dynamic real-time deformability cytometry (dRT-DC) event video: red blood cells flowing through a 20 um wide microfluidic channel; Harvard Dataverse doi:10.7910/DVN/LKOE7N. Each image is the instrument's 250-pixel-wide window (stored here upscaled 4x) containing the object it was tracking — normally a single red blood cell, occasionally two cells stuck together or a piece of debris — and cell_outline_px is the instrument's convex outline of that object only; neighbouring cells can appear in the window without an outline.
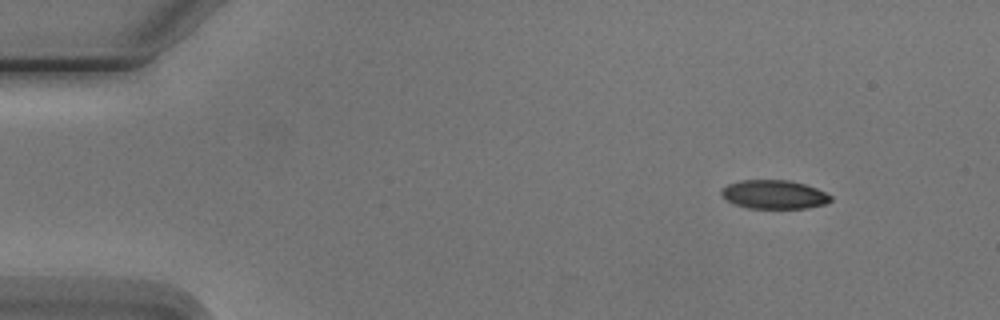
{"species": "Egyptian fruit bat (a non-hibernating species)", "species_latin": "Rousettus aegyptiacus", "temperature_condition": "cold", "stored_images_in_passage": 4, "camera_frame_rate_fps": 3000, "um_per_image_px": 0.085, "animal": {"sex": "male"}, "frame": {"image": 1, "passage_image": 2, "time_ms": 1.0, "image_size_px": [1000, 320], "cell_outline_px": [[832, 200], [824, 204], [808, 208], [748, 208], [736, 204], [728, 200], [720, 192], [720, 188], [728, 184], [740, 180], [788, 180], [804, 184], [816, 188], [832, 196]], "centroid_in_image_um": [65.8, 16.52], "position_along_channel_um": 19.2, "area_um2": 18.21}}